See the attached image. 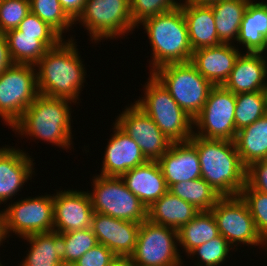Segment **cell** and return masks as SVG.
<instances>
[{
	"label": "cell",
	"mask_w": 267,
	"mask_h": 266,
	"mask_svg": "<svg viewBox=\"0 0 267 266\" xmlns=\"http://www.w3.org/2000/svg\"><path fill=\"white\" fill-rule=\"evenodd\" d=\"M181 8L193 51L203 47L219 46L222 43L218 38L211 6H198L184 2Z\"/></svg>",
	"instance_id": "24"
},
{
	"label": "cell",
	"mask_w": 267,
	"mask_h": 266,
	"mask_svg": "<svg viewBox=\"0 0 267 266\" xmlns=\"http://www.w3.org/2000/svg\"><path fill=\"white\" fill-rule=\"evenodd\" d=\"M62 9L75 21L82 13L86 0H59Z\"/></svg>",
	"instance_id": "42"
},
{
	"label": "cell",
	"mask_w": 267,
	"mask_h": 266,
	"mask_svg": "<svg viewBox=\"0 0 267 266\" xmlns=\"http://www.w3.org/2000/svg\"><path fill=\"white\" fill-rule=\"evenodd\" d=\"M16 29L23 32V34L38 35V39L49 49L56 47L64 39L32 12L20 22Z\"/></svg>",
	"instance_id": "38"
},
{
	"label": "cell",
	"mask_w": 267,
	"mask_h": 266,
	"mask_svg": "<svg viewBox=\"0 0 267 266\" xmlns=\"http://www.w3.org/2000/svg\"><path fill=\"white\" fill-rule=\"evenodd\" d=\"M65 264H74L87 251L98 244L91 228L64 233Z\"/></svg>",
	"instance_id": "35"
},
{
	"label": "cell",
	"mask_w": 267,
	"mask_h": 266,
	"mask_svg": "<svg viewBox=\"0 0 267 266\" xmlns=\"http://www.w3.org/2000/svg\"><path fill=\"white\" fill-rule=\"evenodd\" d=\"M248 4V0H220L211 5L218 38L222 43L237 41Z\"/></svg>",
	"instance_id": "28"
},
{
	"label": "cell",
	"mask_w": 267,
	"mask_h": 266,
	"mask_svg": "<svg viewBox=\"0 0 267 266\" xmlns=\"http://www.w3.org/2000/svg\"><path fill=\"white\" fill-rule=\"evenodd\" d=\"M220 0H185L186 3L198 6H211Z\"/></svg>",
	"instance_id": "46"
},
{
	"label": "cell",
	"mask_w": 267,
	"mask_h": 266,
	"mask_svg": "<svg viewBox=\"0 0 267 266\" xmlns=\"http://www.w3.org/2000/svg\"><path fill=\"white\" fill-rule=\"evenodd\" d=\"M120 178L146 208L168 191V186L158 161H147L127 171Z\"/></svg>",
	"instance_id": "22"
},
{
	"label": "cell",
	"mask_w": 267,
	"mask_h": 266,
	"mask_svg": "<svg viewBox=\"0 0 267 266\" xmlns=\"http://www.w3.org/2000/svg\"><path fill=\"white\" fill-rule=\"evenodd\" d=\"M266 58V59H265ZM267 57L260 53L239 54L224 87L234 94L264 91L267 87Z\"/></svg>",
	"instance_id": "21"
},
{
	"label": "cell",
	"mask_w": 267,
	"mask_h": 266,
	"mask_svg": "<svg viewBox=\"0 0 267 266\" xmlns=\"http://www.w3.org/2000/svg\"><path fill=\"white\" fill-rule=\"evenodd\" d=\"M152 74L169 91L172 98L191 118H195L214 85L205 79L191 62L170 63Z\"/></svg>",
	"instance_id": "6"
},
{
	"label": "cell",
	"mask_w": 267,
	"mask_h": 266,
	"mask_svg": "<svg viewBox=\"0 0 267 266\" xmlns=\"http://www.w3.org/2000/svg\"><path fill=\"white\" fill-rule=\"evenodd\" d=\"M141 25L152 47L150 73L166 64L191 61L193 50L181 7L149 17Z\"/></svg>",
	"instance_id": "4"
},
{
	"label": "cell",
	"mask_w": 267,
	"mask_h": 266,
	"mask_svg": "<svg viewBox=\"0 0 267 266\" xmlns=\"http://www.w3.org/2000/svg\"><path fill=\"white\" fill-rule=\"evenodd\" d=\"M54 231L67 233L91 228L93 208L88 191L61 190L53 194Z\"/></svg>",
	"instance_id": "15"
},
{
	"label": "cell",
	"mask_w": 267,
	"mask_h": 266,
	"mask_svg": "<svg viewBox=\"0 0 267 266\" xmlns=\"http://www.w3.org/2000/svg\"><path fill=\"white\" fill-rule=\"evenodd\" d=\"M113 135L105 149L101 176L121 177L134 167L146 163L136 141L123 132L116 123L113 124Z\"/></svg>",
	"instance_id": "17"
},
{
	"label": "cell",
	"mask_w": 267,
	"mask_h": 266,
	"mask_svg": "<svg viewBox=\"0 0 267 266\" xmlns=\"http://www.w3.org/2000/svg\"><path fill=\"white\" fill-rule=\"evenodd\" d=\"M178 243L189 254L197 246L202 245L220 235L217 222L211 211H200L189 223L178 230Z\"/></svg>",
	"instance_id": "29"
},
{
	"label": "cell",
	"mask_w": 267,
	"mask_h": 266,
	"mask_svg": "<svg viewBox=\"0 0 267 266\" xmlns=\"http://www.w3.org/2000/svg\"><path fill=\"white\" fill-rule=\"evenodd\" d=\"M157 161L168 188L175 183L201 178L198 152L190 141L171 143Z\"/></svg>",
	"instance_id": "19"
},
{
	"label": "cell",
	"mask_w": 267,
	"mask_h": 266,
	"mask_svg": "<svg viewBox=\"0 0 267 266\" xmlns=\"http://www.w3.org/2000/svg\"><path fill=\"white\" fill-rule=\"evenodd\" d=\"M140 223L93 213L91 229L98 243L116 256H131L135 250Z\"/></svg>",
	"instance_id": "16"
},
{
	"label": "cell",
	"mask_w": 267,
	"mask_h": 266,
	"mask_svg": "<svg viewBox=\"0 0 267 266\" xmlns=\"http://www.w3.org/2000/svg\"><path fill=\"white\" fill-rule=\"evenodd\" d=\"M93 192H88L94 212L114 218L142 223L147 208L125 185L120 177H93Z\"/></svg>",
	"instance_id": "7"
},
{
	"label": "cell",
	"mask_w": 267,
	"mask_h": 266,
	"mask_svg": "<svg viewBox=\"0 0 267 266\" xmlns=\"http://www.w3.org/2000/svg\"><path fill=\"white\" fill-rule=\"evenodd\" d=\"M267 37V2H249L244 12L237 41L246 52L260 53Z\"/></svg>",
	"instance_id": "26"
},
{
	"label": "cell",
	"mask_w": 267,
	"mask_h": 266,
	"mask_svg": "<svg viewBox=\"0 0 267 266\" xmlns=\"http://www.w3.org/2000/svg\"><path fill=\"white\" fill-rule=\"evenodd\" d=\"M115 254L106 246L98 243L82 257H80L74 266H107L114 258Z\"/></svg>",
	"instance_id": "41"
},
{
	"label": "cell",
	"mask_w": 267,
	"mask_h": 266,
	"mask_svg": "<svg viewBox=\"0 0 267 266\" xmlns=\"http://www.w3.org/2000/svg\"><path fill=\"white\" fill-rule=\"evenodd\" d=\"M30 250L19 266H61L65 264L64 233L56 231L37 233L23 238Z\"/></svg>",
	"instance_id": "23"
},
{
	"label": "cell",
	"mask_w": 267,
	"mask_h": 266,
	"mask_svg": "<svg viewBox=\"0 0 267 266\" xmlns=\"http://www.w3.org/2000/svg\"><path fill=\"white\" fill-rule=\"evenodd\" d=\"M199 212L192 204L167 191L147 208V220L178 230Z\"/></svg>",
	"instance_id": "25"
},
{
	"label": "cell",
	"mask_w": 267,
	"mask_h": 266,
	"mask_svg": "<svg viewBox=\"0 0 267 266\" xmlns=\"http://www.w3.org/2000/svg\"><path fill=\"white\" fill-rule=\"evenodd\" d=\"M267 114L264 91L236 94L235 127L236 131L249 126Z\"/></svg>",
	"instance_id": "32"
},
{
	"label": "cell",
	"mask_w": 267,
	"mask_h": 266,
	"mask_svg": "<svg viewBox=\"0 0 267 266\" xmlns=\"http://www.w3.org/2000/svg\"><path fill=\"white\" fill-rule=\"evenodd\" d=\"M61 266H74L73 264H62Z\"/></svg>",
	"instance_id": "50"
},
{
	"label": "cell",
	"mask_w": 267,
	"mask_h": 266,
	"mask_svg": "<svg viewBox=\"0 0 267 266\" xmlns=\"http://www.w3.org/2000/svg\"><path fill=\"white\" fill-rule=\"evenodd\" d=\"M263 245H265V247L267 246V236H265V237L262 238V246ZM266 249H267V247H266Z\"/></svg>",
	"instance_id": "48"
},
{
	"label": "cell",
	"mask_w": 267,
	"mask_h": 266,
	"mask_svg": "<svg viewBox=\"0 0 267 266\" xmlns=\"http://www.w3.org/2000/svg\"><path fill=\"white\" fill-rule=\"evenodd\" d=\"M6 233L18 237L54 231V206L52 195H42L9 203L3 209Z\"/></svg>",
	"instance_id": "12"
},
{
	"label": "cell",
	"mask_w": 267,
	"mask_h": 266,
	"mask_svg": "<svg viewBox=\"0 0 267 266\" xmlns=\"http://www.w3.org/2000/svg\"><path fill=\"white\" fill-rule=\"evenodd\" d=\"M246 184L256 191L267 194V159L253 162L246 167Z\"/></svg>",
	"instance_id": "40"
},
{
	"label": "cell",
	"mask_w": 267,
	"mask_h": 266,
	"mask_svg": "<svg viewBox=\"0 0 267 266\" xmlns=\"http://www.w3.org/2000/svg\"><path fill=\"white\" fill-rule=\"evenodd\" d=\"M201 177L221 196H238L246 184V167L242 164L234 141L205 139L192 135Z\"/></svg>",
	"instance_id": "2"
},
{
	"label": "cell",
	"mask_w": 267,
	"mask_h": 266,
	"mask_svg": "<svg viewBox=\"0 0 267 266\" xmlns=\"http://www.w3.org/2000/svg\"><path fill=\"white\" fill-rule=\"evenodd\" d=\"M210 211L217 222L219 233L232 249L233 245L239 243L262 245V238L256 230L249 208L240 195L221 197Z\"/></svg>",
	"instance_id": "13"
},
{
	"label": "cell",
	"mask_w": 267,
	"mask_h": 266,
	"mask_svg": "<svg viewBox=\"0 0 267 266\" xmlns=\"http://www.w3.org/2000/svg\"><path fill=\"white\" fill-rule=\"evenodd\" d=\"M232 246L228 241L220 234L202 245L193 249L188 256L194 257L197 255L199 262L197 266H219L225 262L226 257L230 252Z\"/></svg>",
	"instance_id": "34"
},
{
	"label": "cell",
	"mask_w": 267,
	"mask_h": 266,
	"mask_svg": "<svg viewBox=\"0 0 267 266\" xmlns=\"http://www.w3.org/2000/svg\"><path fill=\"white\" fill-rule=\"evenodd\" d=\"M264 92H265V95H266V106H267V87L265 88Z\"/></svg>",
	"instance_id": "49"
},
{
	"label": "cell",
	"mask_w": 267,
	"mask_h": 266,
	"mask_svg": "<svg viewBox=\"0 0 267 266\" xmlns=\"http://www.w3.org/2000/svg\"><path fill=\"white\" fill-rule=\"evenodd\" d=\"M107 266H135L129 256H115Z\"/></svg>",
	"instance_id": "44"
},
{
	"label": "cell",
	"mask_w": 267,
	"mask_h": 266,
	"mask_svg": "<svg viewBox=\"0 0 267 266\" xmlns=\"http://www.w3.org/2000/svg\"><path fill=\"white\" fill-rule=\"evenodd\" d=\"M234 45V46H233ZM203 47L193 51L191 63L197 71L214 86H221L228 80L234 63L241 52L233 43Z\"/></svg>",
	"instance_id": "18"
},
{
	"label": "cell",
	"mask_w": 267,
	"mask_h": 266,
	"mask_svg": "<svg viewBox=\"0 0 267 266\" xmlns=\"http://www.w3.org/2000/svg\"><path fill=\"white\" fill-rule=\"evenodd\" d=\"M35 68L13 64L0 74V117L10 127L39 95Z\"/></svg>",
	"instance_id": "9"
},
{
	"label": "cell",
	"mask_w": 267,
	"mask_h": 266,
	"mask_svg": "<svg viewBox=\"0 0 267 266\" xmlns=\"http://www.w3.org/2000/svg\"><path fill=\"white\" fill-rule=\"evenodd\" d=\"M176 242V229L146 220L140 225L135 250L130 257L135 266H182Z\"/></svg>",
	"instance_id": "11"
},
{
	"label": "cell",
	"mask_w": 267,
	"mask_h": 266,
	"mask_svg": "<svg viewBox=\"0 0 267 266\" xmlns=\"http://www.w3.org/2000/svg\"><path fill=\"white\" fill-rule=\"evenodd\" d=\"M9 54L14 64L33 65L46 54L49 48L38 35L23 34L17 29L5 33Z\"/></svg>",
	"instance_id": "30"
},
{
	"label": "cell",
	"mask_w": 267,
	"mask_h": 266,
	"mask_svg": "<svg viewBox=\"0 0 267 266\" xmlns=\"http://www.w3.org/2000/svg\"><path fill=\"white\" fill-rule=\"evenodd\" d=\"M73 101L39 94L11 127L20 135L42 139L61 148L72 145L71 108Z\"/></svg>",
	"instance_id": "3"
},
{
	"label": "cell",
	"mask_w": 267,
	"mask_h": 266,
	"mask_svg": "<svg viewBox=\"0 0 267 266\" xmlns=\"http://www.w3.org/2000/svg\"><path fill=\"white\" fill-rule=\"evenodd\" d=\"M21 149L0 148V204L12 199L24 183L32 178L34 160Z\"/></svg>",
	"instance_id": "20"
},
{
	"label": "cell",
	"mask_w": 267,
	"mask_h": 266,
	"mask_svg": "<svg viewBox=\"0 0 267 266\" xmlns=\"http://www.w3.org/2000/svg\"><path fill=\"white\" fill-rule=\"evenodd\" d=\"M145 87V96L135 101L160 128L171 143L187 142L193 135L191 118L172 98L169 91L152 74Z\"/></svg>",
	"instance_id": "5"
},
{
	"label": "cell",
	"mask_w": 267,
	"mask_h": 266,
	"mask_svg": "<svg viewBox=\"0 0 267 266\" xmlns=\"http://www.w3.org/2000/svg\"><path fill=\"white\" fill-rule=\"evenodd\" d=\"M267 51V37L265 38V44H264V47L263 49L261 50L260 54L262 55V57H264V53H266Z\"/></svg>",
	"instance_id": "47"
},
{
	"label": "cell",
	"mask_w": 267,
	"mask_h": 266,
	"mask_svg": "<svg viewBox=\"0 0 267 266\" xmlns=\"http://www.w3.org/2000/svg\"><path fill=\"white\" fill-rule=\"evenodd\" d=\"M5 33L0 32V74L13 65Z\"/></svg>",
	"instance_id": "43"
},
{
	"label": "cell",
	"mask_w": 267,
	"mask_h": 266,
	"mask_svg": "<svg viewBox=\"0 0 267 266\" xmlns=\"http://www.w3.org/2000/svg\"><path fill=\"white\" fill-rule=\"evenodd\" d=\"M240 196L249 208L258 234L261 238L267 236V194L256 191L245 184Z\"/></svg>",
	"instance_id": "36"
},
{
	"label": "cell",
	"mask_w": 267,
	"mask_h": 266,
	"mask_svg": "<svg viewBox=\"0 0 267 266\" xmlns=\"http://www.w3.org/2000/svg\"><path fill=\"white\" fill-rule=\"evenodd\" d=\"M6 227H5V220L3 211H0V246L2 245L4 240L7 238Z\"/></svg>",
	"instance_id": "45"
},
{
	"label": "cell",
	"mask_w": 267,
	"mask_h": 266,
	"mask_svg": "<svg viewBox=\"0 0 267 266\" xmlns=\"http://www.w3.org/2000/svg\"><path fill=\"white\" fill-rule=\"evenodd\" d=\"M76 21L85 26L95 42L103 38L116 39L136 27L130 13V0H86Z\"/></svg>",
	"instance_id": "8"
},
{
	"label": "cell",
	"mask_w": 267,
	"mask_h": 266,
	"mask_svg": "<svg viewBox=\"0 0 267 266\" xmlns=\"http://www.w3.org/2000/svg\"><path fill=\"white\" fill-rule=\"evenodd\" d=\"M182 6L175 0H130V13L136 27L149 17L170 11Z\"/></svg>",
	"instance_id": "37"
},
{
	"label": "cell",
	"mask_w": 267,
	"mask_h": 266,
	"mask_svg": "<svg viewBox=\"0 0 267 266\" xmlns=\"http://www.w3.org/2000/svg\"><path fill=\"white\" fill-rule=\"evenodd\" d=\"M115 123L136 141L148 161H157L171 145L155 122L135 103L126 107Z\"/></svg>",
	"instance_id": "14"
},
{
	"label": "cell",
	"mask_w": 267,
	"mask_h": 266,
	"mask_svg": "<svg viewBox=\"0 0 267 266\" xmlns=\"http://www.w3.org/2000/svg\"><path fill=\"white\" fill-rule=\"evenodd\" d=\"M70 39H63L56 47L50 48L35 65L38 67L37 89L41 95L66 98L76 103L86 72L73 42L75 39Z\"/></svg>",
	"instance_id": "1"
},
{
	"label": "cell",
	"mask_w": 267,
	"mask_h": 266,
	"mask_svg": "<svg viewBox=\"0 0 267 266\" xmlns=\"http://www.w3.org/2000/svg\"><path fill=\"white\" fill-rule=\"evenodd\" d=\"M30 12L53 28L62 38L75 23L62 9L59 0H29Z\"/></svg>",
	"instance_id": "33"
},
{
	"label": "cell",
	"mask_w": 267,
	"mask_h": 266,
	"mask_svg": "<svg viewBox=\"0 0 267 266\" xmlns=\"http://www.w3.org/2000/svg\"><path fill=\"white\" fill-rule=\"evenodd\" d=\"M168 191L192 204L198 211H210L221 198L202 177L175 183Z\"/></svg>",
	"instance_id": "31"
},
{
	"label": "cell",
	"mask_w": 267,
	"mask_h": 266,
	"mask_svg": "<svg viewBox=\"0 0 267 266\" xmlns=\"http://www.w3.org/2000/svg\"><path fill=\"white\" fill-rule=\"evenodd\" d=\"M236 94L223 85L214 86L203 109L193 119V135L216 140L234 141ZM198 132V133H197Z\"/></svg>",
	"instance_id": "10"
},
{
	"label": "cell",
	"mask_w": 267,
	"mask_h": 266,
	"mask_svg": "<svg viewBox=\"0 0 267 266\" xmlns=\"http://www.w3.org/2000/svg\"><path fill=\"white\" fill-rule=\"evenodd\" d=\"M29 13V0H0V32L16 29Z\"/></svg>",
	"instance_id": "39"
},
{
	"label": "cell",
	"mask_w": 267,
	"mask_h": 266,
	"mask_svg": "<svg viewBox=\"0 0 267 266\" xmlns=\"http://www.w3.org/2000/svg\"><path fill=\"white\" fill-rule=\"evenodd\" d=\"M234 143L245 167L267 159V114L237 131Z\"/></svg>",
	"instance_id": "27"
}]
</instances>
